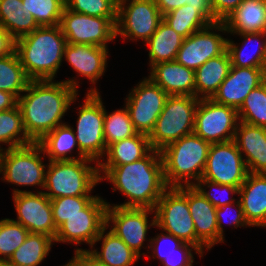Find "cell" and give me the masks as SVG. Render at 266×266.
I'll return each instance as SVG.
<instances>
[{
	"instance_id": "obj_16",
	"label": "cell",
	"mask_w": 266,
	"mask_h": 266,
	"mask_svg": "<svg viewBox=\"0 0 266 266\" xmlns=\"http://www.w3.org/2000/svg\"><path fill=\"white\" fill-rule=\"evenodd\" d=\"M60 26L67 43L108 48L116 38V25L107 17H93L64 8Z\"/></svg>"
},
{
	"instance_id": "obj_10",
	"label": "cell",
	"mask_w": 266,
	"mask_h": 266,
	"mask_svg": "<svg viewBox=\"0 0 266 266\" xmlns=\"http://www.w3.org/2000/svg\"><path fill=\"white\" fill-rule=\"evenodd\" d=\"M162 21L154 0H118L116 38L146 42Z\"/></svg>"
},
{
	"instance_id": "obj_9",
	"label": "cell",
	"mask_w": 266,
	"mask_h": 266,
	"mask_svg": "<svg viewBox=\"0 0 266 266\" xmlns=\"http://www.w3.org/2000/svg\"><path fill=\"white\" fill-rule=\"evenodd\" d=\"M104 103L97 88H90L79 106L75 132L79 150L98 164L106 152L104 140Z\"/></svg>"
},
{
	"instance_id": "obj_27",
	"label": "cell",
	"mask_w": 266,
	"mask_h": 266,
	"mask_svg": "<svg viewBox=\"0 0 266 266\" xmlns=\"http://www.w3.org/2000/svg\"><path fill=\"white\" fill-rule=\"evenodd\" d=\"M230 34L231 35L236 34L243 38L242 47H239L240 44L234 43L232 39H228L227 41V51L231 59V66L246 67V68L266 67V32L230 33ZM252 42L253 43L255 42L257 50L256 49L250 50L251 52L248 50L246 51L245 48L248 49V47L251 46V45L249 46V43Z\"/></svg>"
},
{
	"instance_id": "obj_44",
	"label": "cell",
	"mask_w": 266,
	"mask_h": 266,
	"mask_svg": "<svg viewBox=\"0 0 266 266\" xmlns=\"http://www.w3.org/2000/svg\"><path fill=\"white\" fill-rule=\"evenodd\" d=\"M158 10L165 15L183 5H189L191 8H198L211 23H216L212 12L211 0H154Z\"/></svg>"
},
{
	"instance_id": "obj_19",
	"label": "cell",
	"mask_w": 266,
	"mask_h": 266,
	"mask_svg": "<svg viewBox=\"0 0 266 266\" xmlns=\"http://www.w3.org/2000/svg\"><path fill=\"white\" fill-rule=\"evenodd\" d=\"M266 80V67L231 66L227 77L211 98L214 102L238 110L246 96Z\"/></svg>"
},
{
	"instance_id": "obj_14",
	"label": "cell",
	"mask_w": 266,
	"mask_h": 266,
	"mask_svg": "<svg viewBox=\"0 0 266 266\" xmlns=\"http://www.w3.org/2000/svg\"><path fill=\"white\" fill-rule=\"evenodd\" d=\"M248 169L234 140L211 144L201 179L240 187Z\"/></svg>"
},
{
	"instance_id": "obj_5",
	"label": "cell",
	"mask_w": 266,
	"mask_h": 266,
	"mask_svg": "<svg viewBox=\"0 0 266 266\" xmlns=\"http://www.w3.org/2000/svg\"><path fill=\"white\" fill-rule=\"evenodd\" d=\"M94 160L85 158L66 161H49L45 171L43 191L51 200L65 196L90 195L100 183L98 164L91 166Z\"/></svg>"
},
{
	"instance_id": "obj_26",
	"label": "cell",
	"mask_w": 266,
	"mask_h": 266,
	"mask_svg": "<svg viewBox=\"0 0 266 266\" xmlns=\"http://www.w3.org/2000/svg\"><path fill=\"white\" fill-rule=\"evenodd\" d=\"M231 67L228 51L207 60L195 70V97L211 99L227 77Z\"/></svg>"
},
{
	"instance_id": "obj_6",
	"label": "cell",
	"mask_w": 266,
	"mask_h": 266,
	"mask_svg": "<svg viewBox=\"0 0 266 266\" xmlns=\"http://www.w3.org/2000/svg\"><path fill=\"white\" fill-rule=\"evenodd\" d=\"M199 99L195 96L169 95L153 130L148 135L151 147H164L194 131Z\"/></svg>"
},
{
	"instance_id": "obj_2",
	"label": "cell",
	"mask_w": 266,
	"mask_h": 266,
	"mask_svg": "<svg viewBox=\"0 0 266 266\" xmlns=\"http://www.w3.org/2000/svg\"><path fill=\"white\" fill-rule=\"evenodd\" d=\"M100 181L111 182L113 191H120L127 202L119 207L155 209L158 200L168 188L163 174L160 151L153 149L146 157L119 166H98Z\"/></svg>"
},
{
	"instance_id": "obj_11",
	"label": "cell",
	"mask_w": 266,
	"mask_h": 266,
	"mask_svg": "<svg viewBox=\"0 0 266 266\" xmlns=\"http://www.w3.org/2000/svg\"><path fill=\"white\" fill-rule=\"evenodd\" d=\"M106 227L117 237L131 248L139 257L141 248L147 241V232L150 227H156L155 210L151 208L119 207L116 204L107 202ZM154 214L153 218L148 220L149 214ZM148 221L150 223H148ZM111 223V224H110ZM113 223V224H112Z\"/></svg>"
},
{
	"instance_id": "obj_13",
	"label": "cell",
	"mask_w": 266,
	"mask_h": 266,
	"mask_svg": "<svg viewBox=\"0 0 266 266\" xmlns=\"http://www.w3.org/2000/svg\"><path fill=\"white\" fill-rule=\"evenodd\" d=\"M168 94L149 77L144 78L125 98L134 129L149 135L165 106Z\"/></svg>"
},
{
	"instance_id": "obj_28",
	"label": "cell",
	"mask_w": 266,
	"mask_h": 266,
	"mask_svg": "<svg viewBox=\"0 0 266 266\" xmlns=\"http://www.w3.org/2000/svg\"><path fill=\"white\" fill-rule=\"evenodd\" d=\"M153 148L148 135L137 133L134 136L120 140L109 145L106 149V161L98 163V166H119L132 163L146 157Z\"/></svg>"
},
{
	"instance_id": "obj_32",
	"label": "cell",
	"mask_w": 266,
	"mask_h": 266,
	"mask_svg": "<svg viewBox=\"0 0 266 266\" xmlns=\"http://www.w3.org/2000/svg\"><path fill=\"white\" fill-rule=\"evenodd\" d=\"M184 39L163 20L145 42L149 47L150 68L160 62L175 61Z\"/></svg>"
},
{
	"instance_id": "obj_8",
	"label": "cell",
	"mask_w": 266,
	"mask_h": 266,
	"mask_svg": "<svg viewBox=\"0 0 266 266\" xmlns=\"http://www.w3.org/2000/svg\"><path fill=\"white\" fill-rule=\"evenodd\" d=\"M43 154V156L41 155ZM45 153L38 143L18 148H3L0 151V174L2 180L18 186L45 185Z\"/></svg>"
},
{
	"instance_id": "obj_24",
	"label": "cell",
	"mask_w": 266,
	"mask_h": 266,
	"mask_svg": "<svg viewBox=\"0 0 266 266\" xmlns=\"http://www.w3.org/2000/svg\"><path fill=\"white\" fill-rule=\"evenodd\" d=\"M148 77L168 95L195 96V71L176 60L153 65Z\"/></svg>"
},
{
	"instance_id": "obj_50",
	"label": "cell",
	"mask_w": 266,
	"mask_h": 266,
	"mask_svg": "<svg viewBox=\"0 0 266 266\" xmlns=\"http://www.w3.org/2000/svg\"><path fill=\"white\" fill-rule=\"evenodd\" d=\"M17 104L18 99L13 94L0 90V111L14 108Z\"/></svg>"
},
{
	"instance_id": "obj_30",
	"label": "cell",
	"mask_w": 266,
	"mask_h": 266,
	"mask_svg": "<svg viewBox=\"0 0 266 266\" xmlns=\"http://www.w3.org/2000/svg\"><path fill=\"white\" fill-rule=\"evenodd\" d=\"M224 24L227 33L266 32V14L262 0H244Z\"/></svg>"
},
{
	"instance_id": "obj_12",
	"label": "cell",
	"mask_w": 266,
	"mask_h": 266,
	"mask_svg": "<svg viewBox=\"0 0 266 266\" xmlns=\"http://www.w3.org/2000/svg\"><path fill=\"white\" fill-rule=\"evenodd\" d=\"M238 111L212 99H199L194 133L210 144L234 140L239 123Z\"/></svg>"
},
{
	"instance_id": "obj_33",
	"label": "cell",
	"mask_w": 266,
	"mask_h": 266,
	"mask_svg": "<svg viewBox=\"0 0 266 266\" xmlns=\"http://www.w3.org/2000/svg\"><path fill=\"white\" fill-rule=\"evenodd\" d=\"M38 27L22 0H0V28L5 29L15 40L32 33Z\"/></svg>"
},
{
	"instance_id": "obj_31",
	"label": "cell",
	"mask_w": 266,
	"mask_h": 266,
	"mask_svg": "<svg viewBox=\"0 0 266 266\" xmlns=\"http://www.w3.org/2000/svg\"><path fill=\"white\" fill-rule=\"evenodd\" d=\"M105 227L96 238L90 253L106 266H133L140 258L131 248H129L121 238ZM102 240L100 252L94 249V245Z\"/></svg>"
},
{
	"instance_id": "obj_38",
	"label": "cell",
	"mask_w": 266,
	"mask_h": 266,
	"mask_svg": "<svg viewBox=\"0 0 266 266\" xmlns=\"http://www.w3.org/2000/svg\"><path fill=\"white\" fill-rule=\"evenodd\" d=\"M237 111L239 121L266 128V80L246 96Z\"/></svg>"
},
{
	"instance_id": "obj_34",
	"label": "cell",
	"mask_w": 266,
	"mask_h": 266,
	"mask_svg": "<svg viewBox=\"0 0 266 266\" xmlns=\"http://www.w3.org/2000/svg\"><path fill=\"white\" fill-rule=\"evenodd\" d=\"M54 239L42 233H29L8 262L15 266H38L47 257Z\"/></svg>"
},
{
	"instance_id": "obj_25",
	"label": "cell",
	"mask_w": 266,
	"mask_h": 266,
	"mask_svg": "<svg viewBox=\"0 0 266 266\" xmlns=\"http://www.w3.org/2000/svg\"><path fill=\"white\" fill-rule=\"evenodd\" d=\"M148 241V249L152 250L153 259L158 257L163 266H193L195 258L192 251L203 257V253L197 247L167 232L157 233V236L149 238Z\"/></svg>"
},
{
	"instance_id": "obj_15",
	"label": "cell",
	"mask_w": 266,
	"mask_h": 266,
	"mask_svg": "<svg viewBox=\"0 0 266 266\" xmlns=\"http://www.w3.org/2000/svg\"><path fill=\"white\" fill-rule=\"evenodd\" d=\"M107 201L97 196L80 214L66 219L57 229L55 242L86 243L92 248L96 238L106 227ZM78 244V245H77Z\"/></svg>"
},
{
	"instance_id": "obj_18",
	"label": "cell",
	"mask_w": 266,
	"mask_h": 266,
	"mask_svg": "<svg viewBox=\"0 0 266 266\" xmlns=\"http://www.w3.org/2000/svg\"><path fill=\"white\" fill-rule=\"evenodd\" d=\"M13 200L17 220L29 233L46 234L53 239L57 228L53 221L51 201L42 191L31 192L13 189Z\"/></svg>"
},
{
	"instance_id": "obj_42",
	"label": "cell",
	"mask_w": 266,
	"mask_h": 266,
	"mask_svg": "<svg viewBox=\"0 0 266 266\" xmlns=\"http://www.w3.org/2000/svg\"><path fill=\"white\" fill-rule=\"evenodd\" d=\"M97 196H65L51 199L53 221L58 229L67 218L80 214Z\"/></svg>"
},
{
	"instance_id": "obj_7",
	"label": "cell",
	"mask_w": 266,
	"mask_h": 266,
	"mask_svg": "<svg viewBox=\"0 0 266 266\" xmlns=\"http://www.w3.org/2000/svg\"><path fill=\"white\" fill-rule=\"evenodd\" d=\"M154 210L157 228L192 244L204 254L206 247L196 238L195 225L188 206V186L168 187Z\"/></svg>"
},
{
	"instance_id": "obj_45",
	"label": "cell",
	"mask_w": 266,
	"mask_h": 266,
	"mask_svg": "<svg viewBox=\"0 0 266 266\" xmlns=\"http://www.w3.org/2000/svg\"><path fill=\"white\" fill-rule=\"evenodd\" d=\"M206 199H208L212 204L213 206H215L216 208L218 207H222L224 205H227V204H232V203H235L237 200L235 198H229L228 200L226 198H217L214 194H212L211 192L206 191V188L205 187H208L210 190H212L211 188H218L219 190H221L223 192V194L225 193H228V194H232V195H235V194H239V188L236 187V186H231V185H226V184H219V183H215V182H212V181H209V180H206V179H200L197 183H195L193 185ZM205 188V189H204ZM217 189V190H218ZM227 194V196H228Z\"/></svg>"
},
{
	"instance_id": "obj_41",
	"label": "cell",
	"mask_w": 266,
	"mask_h": 266,
	"mask_svg": "<svg viewBox=\"0 0 266 266\" xmlns=\"http://www.w3.org/2000/svg\"><path fill=\"white\" fill-rule=\"evenodd\" d=\"M29 231L12 219L0 220V261H8L25 241Z\"/></svg>"
},
{
	"instance_id": "obj_22",
	"label": "cell",
	"mask_w": 266,
	"mask_h": 266,
	"mask_svg": "<svg viewBox=\"0 0 266 266\" xmlns=\"http://www.w3.org/2000/svg\"><path fill=\"white\" fill-rule=\"evenodd\" d=\"M234 142L243 154L248 172L266 174V128L240 121Z\"/></svg>"
},
{
	"instance_id": "obj_49",
	"label": "cell",
	"mask_w": 266,
	"mask_h": 266,
	"mask_svg": "<svg viewBox=\"0 0 266 266\" xmlns=\"http://www.w3.org/2000/svg\"><path fill=\"white\" fill-rule=\"evenodd\" d=\"M15 51V39L3 28H0V57Z\"/></svg>"
},
{
	"instance_id": "obj_51",
	"label": "cell",
	"mask_w": 266,
	"mask_h": 266,
	"mask_svg": "<svg viewBox=\"0 0 266 266\" xmlns=\"http://www.w3.org/2000/svg\"><path fill=\"white\" fill-rule=\"evenodd\" d=\"M0 266H15V265L10 264L8 261H0Z\"/></svg>"
},
{
	"instance_id": "obj_40",
	"label": "cell",
	"mask_w": 266,
	"mask_h": 266,
	"mask_svg": "<svg viewBox=\"0 0 266 266\" xmlns=\"http://www.w3.org/2000/svg\"><path fill=\"white\" fill-rule=\"evenodd\" d=\"M39 26L60 25L65 0H22Z\"/></svg>"
},
{
	"instance_id": "obj_52",
	"label": "cell",
	"mask_w": 266,
	"mask_h": 266,
	"mask_svg": "<svg viewBox=\"0 0 266 266\" xmlns=\"http://www.w3.org/2000/svg\"><path fill=\"white\" fill-rule=\"evenodd\" d=\"M263 4H264V9H265V14H266V0H262Z\"/></svg>"
},
{
	"instance_id": "obj_36",
	"label": "cell",
	"mask_w": 266,
	"mask_h": 266,
	"mask_svg": "<svg viewBox=\"0 0 266 266\" xmlns=\"http://www.w3.org/2000/svg\"><path fill=\"white\" fill-rule=\"evenodd\" d=\"M10 148H18L34 143L24 128L22 113L19 106L0 111V144ZM1 146V145H0ZM3 148L0 147V151Z\"/></svg>"
},
{
	"instance_id": "obj_17",
	"label": "cell",
	"mask_w": 266,
	"mask_h": 266,
	"mask_svg": "<svg viewBox=\"0 0 266 266\" xmlns=\"http://www.w3.org/2000/svg\"><path fill=\"white\" fill-rule=\"evenodd\" d=\"M220 32H228L224 22H216L196 31L185 38L176 57V61L185 67L196 70L207 60L227 51V38Z\"/></svg>"
},
{
	"instance_id": "obj_46",
	"label": "cell",
	"mask_w": 266,
	"mask_h": 266,
	"mask_svg": "<svg viewBox=\"0 0 266 266\" xmlns=\"http://www.w3.org/2000/svg\"><path fill=\"white\" fill-rule=\"evenodd\" d=\"M231 207H233V208L235 207L237 213L235 212V216L232 218V220L230 222L228 220L229 225L234 226V228L245 227V226L250 227V225L248 224V222L246 221V219L244 217L243 209H242V206H241V203L239 200H237L235 203L227 204V205H224L222 207H218V208H216L217 225H218V231L223 237H224V234H223L224 229H223V223L222 222L225 220L224 216H226V213L231 212V210H232ZM227 216H228V214H227Z\"/></svg>"
},
{
	"instance_id": "obj_29",
	"label": "cell",
	"mask_w": 266,
	"mask_h": 266,
	"mask_svg": "<svg viewBox=\"0 0 266 266\" xmlns=\"http://www.w3.org/2000/svg\"><path fill=\"white\" fill-rule=\"evenodd\" d=\"M38 144L42 147L49 161H66L87 158L78 148L73 127L68 123L66 124V122L46 134ZM74 148L78 150V156L75 157L71 155ZM68 153H70V155Z\"/></svg>"
},
{
	"instance_id": "obj_47",
	"label": "cell",
	"mask_w": 266,
	"mask_h": 266,
	"mask_svg": "<svg viewBox=\"0 0 266 266\" xmlns=\"http://www.w3.org/2000/svg\"><path fill=\"white\" fill-rule=\"evenodd\" d=\"M244 0H211L212 12L217 22H224Z\"/></svg>"
},
{
	"instance_id": "obj_39",
	"label": "cell",
	"mask_w": 266,
	"mask_h": 266,
	"mask_svg": "<svg viewBox=\"0 0 266 266\" xmlns=\"http://www.w3.org/2000/svg\"><path fill=\"white\" fill-rule=\"evenodd\" d=\"M118 109L108 114L104 106V140L106 148L120 140L136 135L138 132L134 129L128 109Z\"/></svg>"
},
{
	"instance_id": "obj_3",
	"label": "cell",
	"mask_w": 266,
	"mask_h": 266,
	"mask_svg": "<svg viewBox=\"0 0 266 266\" xmlns=\"http://www.w3.org/2000/svg\"><path fill=\"white\" fill-rule=\"evenodd\" d=\"M66 44L60 25L39 26L15 40V51L31 80H54Z\"/></svg>"
},
{
	"instance_id": "obj_23",
	"label": "cell",
	"mask_w": 266,
	"mask_h": 266,
	"mask_svg": "<svg viewBox=\"0 0 266 266\" xmlns=\"http://www.w3.org/2000/svg\"><path fill=\"white\" fill-rule=\"evenodd\" d=\"M238 195L248 224L266 227V174L249 172Z\"/></svg>"
},
{
	"instance_id": "obj_37",
	"label": "cell",
	"mask_w": 266,
	"mask_h": 266,
	"mask_svg": "<svg viewBox=\"0 0 266 266\" xmlns=\"http://www.w3.org/2000/svg\"><path fill=\"white\" fill-rule=\"evenodd\" d=\"M163 20L184 38L212 24L198 8L188 4L163 15Z\"/></svg>"
},
{
	"instance_id": "obj_21",
	"label": "cell",
	"mask_w": 266,
	"mask_h": 266,
	"mask_svg": "<svg viewBox=\"0 0 266 266\" xmlns=\"http://www.w3.org/2000/svg\"><path fill=\"white\" fill-rule=\"evenodd\" d=\"M108 50L102 46L67 43L63 59L79 76L86 77L95 85L106 71Z\"/></svg>"
},
{
	"instance_id": "obj_1",
	"label": "cell",
	"mask_w": 266,
	"mask_h": 266,
	"mask_svg": "<svg viewBox=\"0 0 266 266\" xmlns=\"http://www.w3.org/2000/svg\"><path fill=\"white\" fill-rule=\"evenodd\" d=\"M54 81L31 80L18 98L25 131L34 143L64 124L61 119L78 96V80Z\"/></svg>"
},
{
	"instance_id": "obj_20",
	"label": "cell",
	"mask_w": 266,
	"mask_h": 266,
	"mask_svg": "<svg viewBox=\"0 0 266 266\" xmlns=\"http://www.w3.org/2000/svg\"><path fill=\"white\" fill-rule=\"evenodd\" d=\"M188 206L195 225L196 238L210 250L215 244L224 243L218 231L216 207L194 186H188Z\"/></svg>"
},
{
	"instance_id": "obj_35",
	"label": "cell",
	"mask_w": 266,
	"mask_h": 266,
	"mask_svg": "<svg viewBox=\"0 0 266 266\" xmlns=\"http://www.w3.org/2000/svg\"><path fill=\"white\" fill-rule=\"evenodd\" d=\"M30 81L16 51L0 57V90L13 94L18 99Z\"/></svg>"
},
{
	"instance_id": "obj_43",
	"label": "cell",
	"mask_w": 266,
	"mask_h": 266,
	"mask_svg": "<svg viewBox=\"0 0 266 266\" xmlns=\"http://www.w3.org/2000/svg\"><path fill=\"white\" fill-rule=\"evenodd\" d=\"M118 0H65V7L76 13L93 17H107L115 25Z\"/></svg>"
},
{
	"instance_id": "obj_48",
	"label": "cell",
	"mask_w": 266,
	"mask_h": 266,
	"mask_svg": "<svg viewBox=\"0 0 266 266\" xmlns=\"http://www.w3.org/2000/svg\"><path fill=\"white\" fill-rule=\"evenodd\" d=\"M74 256L72 259L63 266H106L104 263L100 262L96 257H94L89 249H75Z\"/></svg>"
},
{
	"instance_id": "obj_4",
	"label": "cell",
	"mask_w": 266,
	"mask_h": 266,
	"mask_svg": "<svg viewBox=\"0 0 266 266\" xmlns=\"http://www.w3.org/2000/svg\"><path fill=\"white\" fill-rule=\"evenodd\" d=\"M210 145L193 132L164 147L160 155L167 187L197 183L202 178Z\"/></svg>"
}]
</instances>
